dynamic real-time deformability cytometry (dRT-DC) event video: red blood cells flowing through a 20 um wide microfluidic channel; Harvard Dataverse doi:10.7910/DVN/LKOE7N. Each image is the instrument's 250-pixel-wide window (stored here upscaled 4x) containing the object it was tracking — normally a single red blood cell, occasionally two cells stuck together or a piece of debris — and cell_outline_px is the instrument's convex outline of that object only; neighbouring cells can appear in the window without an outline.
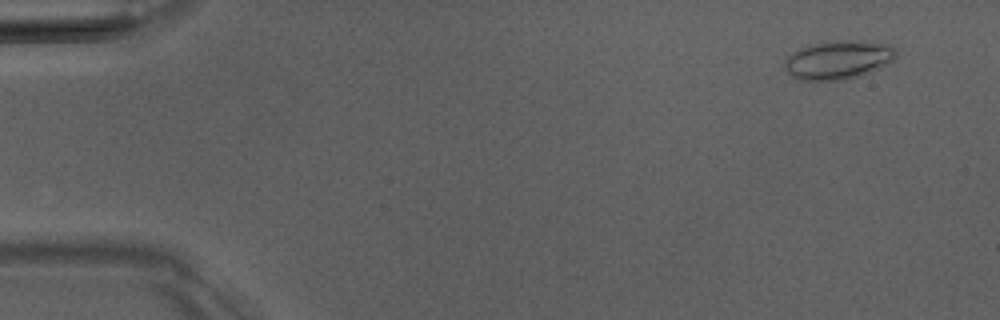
{"species": "Egyptian fruit bat (a non-hibernating species)", "species_latin": "Rousettus aegyptiacus", "temperature_condition": "room temperature", "stored_images_in_passage": 4, "camera_frame_rate_fps": 3000, "um_per_image_px": 0.085, "animal": {"sex": "male"}, "frame": {"image": 1, "passage_image": 1, "time_ms": 0.0, "image_size_px": [1000, 320], "cell_outline_px": [[896, 56], [888, 64], [872, 72], [860, 76], [844, 80], [800, 80], [792, 76], [784, 68], [784, 60], [792, 52], [800, 48], [812, 44], [836, 40], [860, 40], [892, 44], [896, 52]], "centroid_in_image_um": [71.27, 5.08], "position_along_channel_um": 13.7, "area_um2": 25.43}}